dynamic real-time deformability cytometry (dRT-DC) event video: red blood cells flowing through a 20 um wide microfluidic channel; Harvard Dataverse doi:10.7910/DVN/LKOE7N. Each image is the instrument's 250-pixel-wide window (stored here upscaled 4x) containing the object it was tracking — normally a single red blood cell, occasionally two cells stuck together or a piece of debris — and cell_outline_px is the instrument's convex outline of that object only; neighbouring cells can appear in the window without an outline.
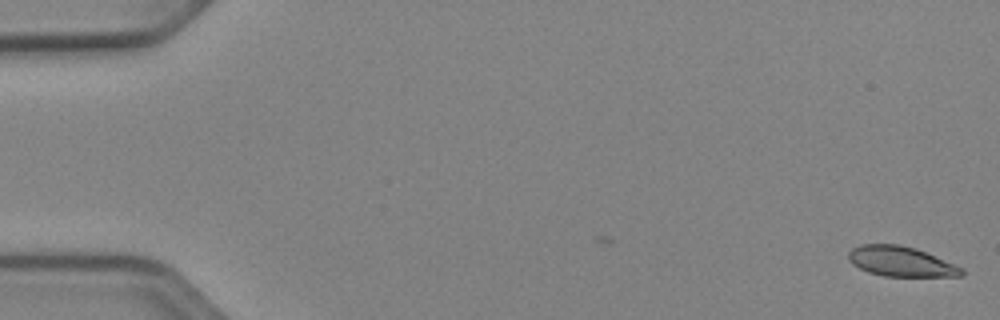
{"species": "Egyptian fruit bat (a non-hibernating species)", "species_latin": "Rousettus aegyptiacus", "temperature_condition": "cold", "stored_images_in_passage": 45, "camera_frame_rate_fps": 3000, "um_per_image_px": 0.085, "animal": {"sex": "female"}, "frame": {"image": 1, "passage_image": 1, "time_ms": 0.0, "image_size_px": [1000, 320], "cell_outline_px": [[964, 276], [884, 276], [868, 272], [852, 264], [848, 260], [848, 252], [852, 248], [860, 244], [900, 244], [916, 248], [964, 268]], "centroid_in_image_um": [76.56, 22.22], "position_along_channel_um": 8.4, "area_um2": 19.88}}
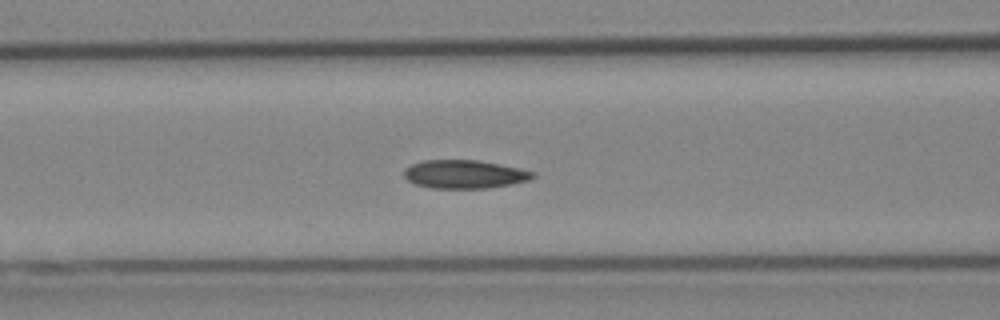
{"frame": {"image": 2, "passage_image": 22, "time_ms": 7.0, "image_size_px": [1000, 320], "cell_outline_px": [[536, 176], [528, 180], [488, 188], [432, 188], [416, 184], [408, 180], [404, 176], [404, 168], [412, 164], [424, 160], [476, 160], [500, 164], [520, 168], [536, 172]], "centroid_in_image_um": [39.48, 14.8], "position_along_channel_um": 127.1, "area_um2": 21.21}}
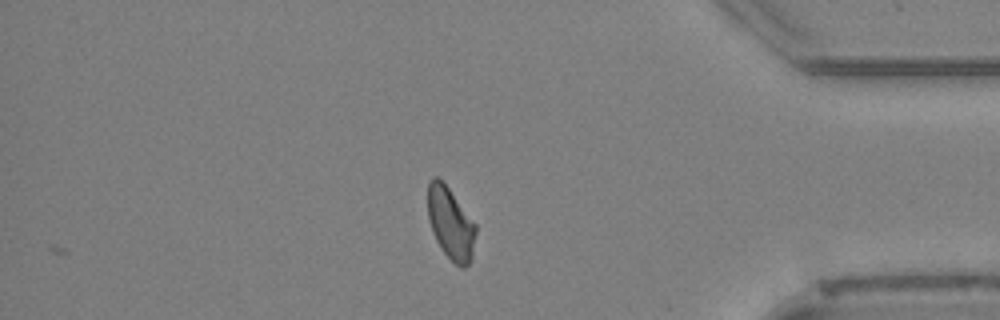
{"frame": {"image": 3, "passage_image": 45, "time_ms": 14.667, "image_size_px": [1000, 320], "cell_outline_px": [[476, 232], [472, 260], [464, 268], [460, 268], [444, 252], [436, 240], [432, 232], [428, 220], [428, 184], [432, 176], [436, 176], [448, 188], [476, 224]], "centroid_in_image_um": [38.3, 19.01], "position_along_channel_um": 396.9, "area_um2": 20.0}, "authors_computed_cell_mechanics": {"area_um2": 20.6346, "velocity_mm_per_s": 3.8924, "shape_relaxation_time_tau1_ms": null, "shape_relaxation_time_tau2_ms": 9.6588, "deformation_change_tau1": null, "deformation_change_tau2": 0.1305}}